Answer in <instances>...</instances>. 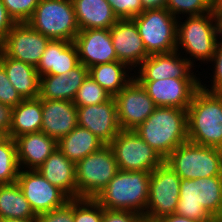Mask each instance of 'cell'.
<instances>
[{"mask_svg": "<svg viewBox=\"0 0 222 222\" xmlns=\"http://www.w3.org/2000/svg\"><path fill=\"white\" fill-rule=\"evenodd\" d=\"M134 130L165 159L176 147L188 141L187 109L156 107Z\"/></svg>", "mask_w": 222, "mask_h": 222, "instance_id": "6da1fadb", "label": "cell"}, {"mask_svg": "<svg viewBox=\"0 0 222 222\" xmlns=\"http://www.w3.org/2000/svg\"><path fill=\"white\" fill-rule=\"evenodd\" d=\"M188 141L222 149V93L199 88L187 108Z\"/></svg>", "mask_w": 222, "mask_h": 222, "instance_id": "7a4b0ae2", "label": "cell"}, {"mask_svg": "<svg viewBox=\"0 0 222 222\" xmlns=\"http://www.w3.org/2000/svg\"><path fill=\"white\" fill-rule=\"evenodd\" d=\"M151 172L118 170L106 188L94 199L107 210L145 215Z\"/></svg>", "mask_w": 222, "mask_h": 222, "instance_id": "3957f363", "label": "cell"}, {"mask_svg": "<svg viewBox=\"0 0 222 222\" xmlns=\"http://www.w3.org/2000/svg\"><path fill=\"white\" fill-rule=\"evenodd\" d=\"M176 214L199 221L213 222L222 206V176L181 178Z\"/></svg>", "mask_w": 222, "mask_h": 222, "instance_id": "277c9868", "label": "cell"}, {"mask_svg": "<svg viewBox=\"0 0 222 222\" xmlns=\"http://www.w3.org/2000/svg\"><path fill=\"white\" fill-rule=\"evenodd\" d=\"M177 22L176 50L194 66L195 60L200 64L208 63L214 55L219 40L213 12L196 16H187ZM181 51H180V50ZM187 55L190 57L188 58ZM194 59V60H193Z\"/></svg>", "mask_w": 222, "mask_h": 222, "instance_id": "5b68a950", "label": "cell"}, {"mask_svg": "<svg viewBox=\"0 0 222 222\" xmlns=\"http://www.w3.org/2000/svg\"><path fill=\"white\" fill-rule=\"evenodd\" d=\"M180 178L197 179L222 176V149L187 141L176 147L165 159Z\"/></svg>", "mask_w": 222, "mask_h": 222, "instance_id": "8992f818", "label": "cell"}, {"mask_svg": "<svg viewBox=\"0 0 222 222\" xmlns=\"http://www.w3.org/2000/svg\"><path fill=\"white\" fill-rule=\"evenodd\" d=\"M27 23L51 40L73 42L79 32L72 0H40Z\"/></svg>", "mask_w": 222, "mask_h": 222, "instance_id": "52a82bcc", "label": "cell"}, {"mask_svg": "<svg viewBox=\"0 0 222 222\" xmlns=\"http://www.w3.org/2000/svg\"><path fill=\"white\" fill-rule=\"evenodd\" d=\"M77 199H94L117 174L112 148L105 144L75 164Z\"/></svg>", "mask_w": 222, "mask_h": 222, "instance_id": "ba28073f", "label": "cell"}, {"mask_svg": "<svg viewBox=\"0 0 222 222\" xmlns=\"http://www.w3.org/2000/svg\"><path fill=\"white\" fill-rule=\"evenodd\" d=\"M132 20L148 55L176 50L178 19L167 9L146 10Z\"/></svg>", "mask_w": 222, "mask_h": 222, "instance_id": "9c48e42d", "label": "cell"}, {"mask_svg": "<svg viewBox=\"0 0 222 222\" xmlns=\"http://www.w3.org/2000/svg\"><path fill=\"white\" fill-rule=\"evenodd\" d=\"M108 145L120 170L152 172L164 162L135 130H121Z\"/></svg>", "mask_w": 222, "mask_h": 222, "instance_id": "30bf717a", "label": "cell"}, {"mask_svg": "<svg viewBox=\"0 0 222 222\" xmlns=\"http://www.w3.org/2000/svg\"><path fill=\"white\" fill-rule=\"evenodd\" d=\"M179 175L165 162L151 172L145 215L162 219L175 213L180 197Z\"/></svg>", "mask_w": 222, "mask_h": 222, "instance_id": "8fae6325", "label": "cell"}, {"mask_svg": "<svg viewBox=\"0 0 222 222\" xmlns=\"http://www.w3.org/2000/svg\"><path fill=\"white\" fill-rule=\"evenodd\" d=\"M17 183L35 215L63 206L70 198L38 170L20 169Z\"/></svg>", "mask_w": 222, "mask_h": 222, "instance_id": "7c38bea8", "label": "cell"}, {"mask_svg": "<svg viewBox=\"0 0 222 222\" xmlns=\"http://www.w3.org/2000/svg\"><path fill=\"white\" fill-rule=\"evenodd\" d=\"M121 130H134L156 109V104L134 77L114 96Z\"/></svg>", "mask_w": 222, "mask_h": 222, "instance_id": "4fadbf2b", "label": "cell"}, {"mask_svg": "<svg viewBox=\"0 0 222 222\" xmlns=\"http://www.w3.org/2000/svg\"><path fill=\"white\" fill-rule=\"evenodd\" d=\"M50 40L27 22L16 23L0 46V50L8 57L37 67Z\"/></svg>", "mask_w": 222, "mask_h": 222, "instance_id": "5bb4252c", "label": "cell"}, {"mask_svg": "<svg viewBox=\"0 0 222 222\" xmlns=\"http://www.w3.org/2000/svg\"><path fill=\"white\" fill-rule=\"evenodd\" d=\"M193 66L177 50L169 53L149 55L135 70L138 81H156L166 78L200 79L193 72ZM137 71V72H136Z\"/></svg>", "mask_w": 222, "mask_h": 222, "instance_id": "9a60e30c", "label": "cell"}, {"mask_svg": "<svg viewBox=\"0 0 222 222\" xmlns=\"http://www.w3.org/2000/svg\"><path fill=\"white\" fill-rule=\"evenodd\" d=\"M138 82L157 107L187 109L195 92L200 88V79L166 78Z\"/></svg>", "mask_w": 222, "mask_h": 222, "instance_id": "2e32d148", "label": "cell"}, {"mask_svg": "<svg viewBox=\"0 0 222 222\" xmlns=\"http://www.w3.org/2000/svg\"><path fill=\"white\" fill-rule=\"evenodd\" d=\"M78 126L88 129L104 144H109L121 131L114 97L105 103L77 107Z\"/></svg>", "mask_w": 222, "mask_h": 222, "instance_id": "e0dca14e", "label": "cell"}, {"mask_svg": "<svg viewBox=\"0 0 222 222\" xmlns=\"http://www.w3.org/2000/svg\"><path fill=\"white\" fill-rule=\"evenodd\" d=\"M110 34L117 60L135 72L149 56L135 22L132 19H119L110 28Z\"/></svg>", "mask_w": 222, "mask_h": 222, "instance_id": "ac0fdd59", "label": "cell"}, {"mask_svg": "<svg viewBox=\"0 0 222 222\" xmlns=\"http://www.w3.org/2000/svg\"><path fill=\"white\" fill-rule=\"evenodd\" d=\"M73 42L76 45L80 63L87 68L118 61L110 29L79 30Z\"/></svg>", "mask_w": 222, "mask_h": 222, "instance_id": "d6986e66", "label": "cell"}, {"mask_svg": "<svg viewBox=\"0 0 222 222\" xmlns=\"http://www.w3.org/2000/svg\"><path fill=\"white\" fill-rule=\"evenodd\" d=\"M78 126L77 107L73 101L42 99L41 131L59 140Z\"/></svg>", "mask_w": 222, "mask_h": 222, "instance_id": "ffe728a7", "label": "cell"}, {"mask_svg": "<svg viewBox=\"0 0 222 222\" xmlns=\"http://www.w3.org/2000/svg\"><path fill=\"white\" fill-rule=\"evenodd\" d=\"M88 75L89 69L81 63L62 75H43L40 77L38 97L46 100L73 101Z\"/></svg>", "mask_w": 222, "mask_h": 222, "instance_id": "44dd1931", "label": "cell"}, {"mask_svg": "<svg viewBox=\"0 0 222 222\" xmlns=\"http://www.w3.org/2000/svg\"><path fill=\"white\" fill-rule=\"evenodd\" d=\"M20 169L37 170L57 149V140L42 131L21 135L14 139Z\"/></svg>", "mask_w": 222, "mask_h": 222, "instance_id": "7402d4cb", "label": "cell"}, {"mask_svg": "<svg viewBox=\"0 0 222 222\" xmlns=\"http://www.w3.org/2000/svg\"><path fill=\"white\" fill-rule=\"evenodd\" d=\"M80 64L74 42L50 40L39 64L36 67L39 76L62 75Z\"/></svg>", "mask_w": 222, "mask_h": 222, "instance_id": "603a6c76", "label": "cell"}, {"mask_svg": "<svg viewBox=\"0 0 222 222\" xmlns=\"http://www.w3.org/2000/svg\"><path fill=\"white\" fill-rule=\"evenodd\" d=\"M37 170L70 199H77L75 163L71 162L58 148Z\"/></svg>", "mask_w": 222, "mask_h": 222, "instance_id": "cb8c5ba5", "label": "cell"}, {"mask_svg": "<svg viewBox=\"0 0 222 222\" xmlns=\"http://www.w3.org/2000/svg\"><path fill=\"white\" fill-rule=\"evenodd\" d=\"M0 64L4 67L11 84L23 99L39 96L40 76L36 67L8 57L1 50Z\"/></svg>", "mask_w": 222, "mask_h": 222, "instance_id": "d4e9b609", "label": "cell"}, {"mask_svg": "<svg viewBox=\"0 0 222 222\" xmlns=\"http://www.w3.org/2000/svg\"><path fill=\"white\" fill-rule=\"evenodd\" d=\"M79 30L110 29L119 19L107 0H72Z\"/></svg>", "mask_w": 222, "mask_h": 222, "instance_id": "484cf974", "label": "cell"}, {"mask_svg": "<svg viewBox=\"0 0 222 222\" xmlns=\"http://www.w3.org/2000/svg\"><path fill=\"white\" fill-rule=\"evenodd\" d=\"M103 145L105 144L95 134L80 126H76L57 141V148L75 164L98 151Z\"/></svg>", "mask_w": 222, "mask_h": 222, "instance_id": "4316f807", "label": "cell"}, {"mask_svg": "<svg viewBox=\"0 0 222 222\" xmlns=\"http://www.w3.org/2000/svg\"><path fill=\"white\" fill-rule=\"evenodd\" d=\"M42 126V99H24L12 109L10 137L15 139L28 133L40 132Z\"/></svg>", "mask_w": 222, "mask_h": 222, "instance_id": "83f0119b", "label": "cell"}, {"mask_svg": "<svg viewBox=\"0 0 222 222\" xmlns=\"http://www.w3.org/2000/svg\"><path fill=\"white\" fill-rule=\"evenodd\" d=\"M88 69L89 75L112 97L118 94L134 78V73H131L134 70L119 61L98 64Z\"/></svg>", "mask_w": 222, "mask_h": 222, "instance_id": "f1b7e54d", "label": "cell"}, {"mask_svg": "<svg viewBox=\"0 0 222 222\" xmlns=\"http://www.w3.org/2000/svg\"><path fill=\"white\" fill-rule=\"evenodd\" d=\"M17 181L0 184V219H35Z\"/></svg>", "mask_w": 222, "mask_h": 222, "instance_id": "f546056e", "label": "cell"}, {"mask_svg": "<svg viewBox=\"0 0 222 222\" xmlns=\"http://www.w3.org/2000/svg\"><path fill=\"white\" fill-rule=\"evenodd\" d=\"M20 166L15 140L8 137L0 144V184L17 181Z\"/></svg>", "mask_w": 222, "mask_h": 222, "instance_id": "4dcf8cb0", "label": "cell"}, {"mask_svg": "<svg viewBox=\"0 0 222 222\" xmlns=\"http://www.w3.org/2000/svg\"><path fill=\"white\" fill-rule=\"evenodd\" d=\"M111 97L112 96L105 89H103L90 75H88L79 87L73 102L76 107H83L105 103Z\"/></svg>", "mask_w": 222, "mask_h": 222, "instance_id": "1f68e13d", "label": "cell"}, {"mask_svg": "<svg viewBox=\"0 0 222 222\" xmlns=\"http://www.w3.org/2000/svg\"><path fill=\"white\" fill-rule=\"evenodd\" d=\"M213 2L214 0H167L166 9L180 19L181 14L182 17H187L212 12Z\"/></svg>", "mask_w": 222, "mask_h": 222, "instance_id": "d6a6232c", "label": "cell"}, {"mask_svg": "<svg viewBox=\"0 0 222 222\" xmlns=\"http://www.w3.org/2000/svg\"><path fill=\"white\" fill-rule=\"evenodd\" d=\"M103 207L95 199H74V222H102Z\"/></svg>", "mask_w": 222, "mask_h": 222, "instance_id": "836d02e7", "label": "cell"}, {"mask_svg": "<svg viewBox=\"0 0 222 222\" xmlns=\"http://www.w3.org/2000/svg\"><path fill=\"white\" fill-rule=\"evenodd\" d=\"M40 0H2L7 12L16 23L27 22Z\"/></svg>", "mask_w": 222, "mask_h": 222, "instance_id": "e575fe53", "label": "cell"}, {"mask_svg": "<svg viewBox=\"0 0 222 222\" xmlns=\"http://www.w3.org/2000/svg\"><path fill=\"white\" fill-rule=\"evenodd\" d=\"M209 62L214 66L212 80L210 78L211 85L209 87L200 80V88L211 93H222V39L218 40L214 55Z\"/></svg>", "mask_w": 222, "mask_h": 222, "instance_id": "d590c367", "label": "cell"}, {"mask_svg": "<svg viewBox=\"0 0 222 222\" xmlns=\"http://www.w3.org/2000/svg\"><path fill=\"white\" fill-rule=\"evenodd\" d=\"M35 220L36 222H74V199H70L59 208L36 215Z\"/></svg>", "mask_w": 222, "mask_h": 222, "instance_id": "8d00e7d4", "label": "cell"}, {"mask_svg": "<svg viewBox=\"0 0 222 222\" xmlns=\"http://www.w3.org/2000/svg\"><path fill=\"white\" fill-rule=\"evenodd\" d=\"M118 19H132L143 12L141 0H107Z\"/></svg>", "mask_w": 222, "mask_h": 222, "instance_id": "74e56055", "label": "cell"}, {"mask_svg": "<svg viewBox=\"0 0 222 222\" xmlns=\"http://www.w3.org/2000/svg\"><path fill=\"white\" fill-rule=\"evenodd\" d=\"M23 100L8 79L4 67L0 64V102L13 108Z\"/></svg>", "mask_w": 222, "mask_h": 222, "instance_id": "f35d334b", "label": "cell"}, {"mask_svg": "<svg viewBox=\"0 0 222 222\" xmlns=\"http://www.w3.org/2000/svg\"><path fill=\"white\" fill-rule=\"evenodd\" d=\"M142 215L131 211L107 210L103 208L102 222H139Z\"/></svg>", "mask_w": 222, "mask_h": 222, "instance_id": "ab89813d", "label": "cell"}, {"mask_svg": "<svg viewBox=\"0 0 222 222\" xmlns=\"http://www.w3.org/2000/svg\"><path fill=\"white\" fill-rule=\"evenodd\" d=\"M15 24L16 22L7 12L2 0H0V46L4 43L8 33Z\"/></svg>", "mask_w": 222, "mask_h": 222, "instance_id": "60d3db41", "label": "cell"}, {"mask_svg": "<svg viewBox=\"0 0 222 222\" xmlns=\"http://www.w3.org/2000/svg\"><path fill=\"white\" fill-rule=\"evenodd\" d=\"M12 107L0 102V131L6 133L10 137V129L12 125Z\"/></svg>", "mask_w": 222, "mask_h": 222, "instance_id": "b9f144b4", "label": "cell"}, {"mask_svg": "<svg viewBox=\"0 0 222 222\" xmlns=\"http://www.w3.org/2000/svg\"><path fill=\"white\" fill-rule=\"evenodd\" d=\"M167 0H141L143 11L152 9H166Z\"/></svg>", "mask_w": 222, "mask_h": 222, "instance_id": "7bdbcfd3", "label": "cell"}, {"mask_svg": "<svg viewBox=\"0 0 222 222\" xmlns=\"http://www.w3.org/2000/svg\"><path fill=\"white\" fill-rule=\"evenodd\" d=\"M212 12L215 19L218 37L219 39H222V6H213Z\"/></svg>", "mask_w": 222, "mask_h": 222, "instance_id": "ee69618b", "label": "cell"}, {"mask_svg": "<svg viewBox=\"0 0 222 222\" xmlns=\"http://www.w3.org/2000/svg\"><path fill=\"white\" fill-rule=\"evenodd\" d=\"M161 220L162 222H199V221L178 215L176 213L165 216Z\"/></svg>", "mask_w": 222, "mask_h": 222, "instance_id": "f6af8a7d", "label": "cell"}, {"mask_svg": "<svg viewBox=\"0 0 222 222\" xmlns=\"http://www.w3.org/2000/svg\"><path fill=\"white\" fill-rule=\"evenodd\" d=\"M0 222H36L35 219H0Z\"/></svg>", "mask_w": 222, "mask_h": 222, "instance_id": "bcb514c9", "label": "cell"}, {"mask_svg": "<svg viewBox=\"0 0 222 222\" xmlns=\"http://www.w3.org/2000/svg\"><path fill=\"white\" fill-rule=\"evenodd\" d=\"M139 222H162V220L161 219H154V218H150L146 215H142L139 218Z\"/></svg>", "mask_w": 222, "mask_h": 222, "instance_id": "7dc6e473", "label": "cell"}, {"mask_svg": "<svg viewBox=\"0 0 222 222\" xmlns=\"http://www.w3.org/2000/svg\"><path fill=\"white\" fill-rule=\"evenodd\" d=\"M213 222H222V206L218 213L213 217Z\"/></svg>", "mask_w": 222, "mask_h": 222, "instance_id": "c3c4849f", "label": "cell"}, {"mask_svg": "<svg viewBox=\"0 0 222 222\" xmlns=\"http://www.w3.org/2000/svg\"><path fill=\"white\" fill-rule=\"evenodd\" d=\"M8 137L9 136L6 133L0 131V144H2Z\"/></svg>", "mask_w": 222, "mask_h": 222, "instance_id": "681fc988", "label": "cell"}, {"mask_svg": "<svg viewBox=\"0 0 222 222\" xmlns=\"http://www.w3.org/2000/svg\"><path fill=\"white\" fill-rule=\"evenodd\" d=\"M213 6H222V0H214Z\"/></svg>", "mask_w": 222, "mask_h": 222, "instance_id": "f907efd6", "label": "cell"}]
</instances>
